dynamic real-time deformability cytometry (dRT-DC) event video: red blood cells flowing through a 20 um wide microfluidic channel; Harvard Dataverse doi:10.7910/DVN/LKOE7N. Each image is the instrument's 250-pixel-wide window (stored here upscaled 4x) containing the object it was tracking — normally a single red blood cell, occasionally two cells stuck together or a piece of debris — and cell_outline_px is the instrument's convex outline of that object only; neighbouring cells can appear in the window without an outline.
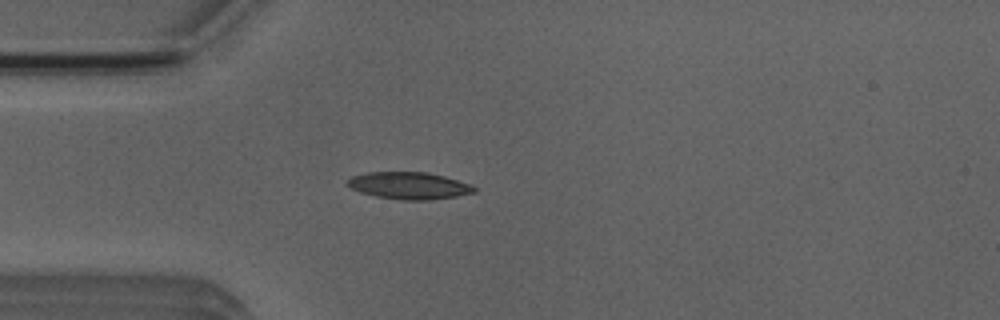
{"species": "Egyptian fruit bat (a non-hibernating species)", "species_latin": "Rousettus aegyptiacus", "temperature_condition": "room temperature", "stored_images_in_passage": 3, "camera_frame_rate_fps": 3000, "um_per_image_px": 0.085, "animal": {"sex": "male"}, "frame": {"image": 1, "passage_image": 3, "time_ms": 2.333, "image_size_px": [1000, 320], "cell_outline_px": [[476, 192], [456, 196], [428, 200], [404, 200], [376, 196], [360, 192], [344, 184], [352, 176], [368, 172], [428, 172], [444, 176], [468, 184], [476, 188]], "centroid_in_image_um": [34.74, 15.77], "position_along_channel_um": 50.3, "area_um2": 19.83}}